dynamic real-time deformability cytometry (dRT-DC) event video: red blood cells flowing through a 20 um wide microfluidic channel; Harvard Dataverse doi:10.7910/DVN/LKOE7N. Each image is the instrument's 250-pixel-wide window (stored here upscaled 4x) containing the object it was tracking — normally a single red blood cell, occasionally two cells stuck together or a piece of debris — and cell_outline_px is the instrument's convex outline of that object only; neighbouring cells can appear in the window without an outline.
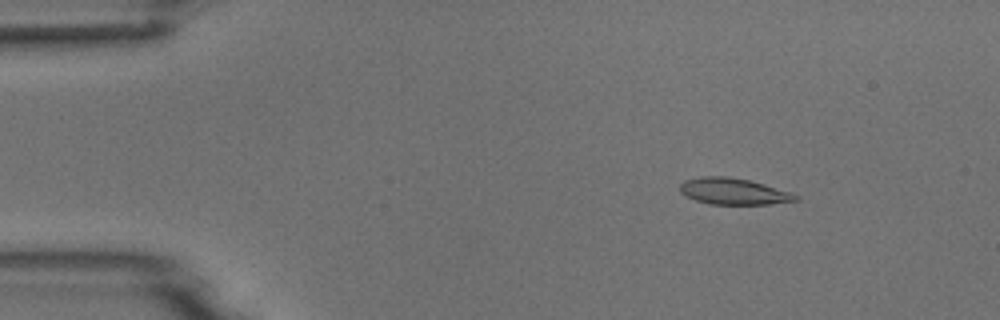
{"species": "common noctule bat (a hibernating species)", "species_latin": "Nyctalus noctula", "temperature_condition": "room temperature", "stored_images_in_passage": 5, "camera_frame_rate_fps": 3000, "um_per_image_px": 0.085, "animal": {"sex": "male", "body_mass_g": 18.8}, "frame": {"image": 1, "passage_image": 2, "time_ms": 2.0, "image_size_px": [1000, 320], "cell_outline_px": [[800, 200], [772, 204], [708, 204], [696, 200], [680, 192], [680, 184], [684, 180], [700, 176], [724, 176], [748, 180], [764, 184], [792, 192], [800, 196]], "centroid_in_image_um": [62.38, 16.27], "position_along_channel_um": 22.6, "area_um2": 17.86}}